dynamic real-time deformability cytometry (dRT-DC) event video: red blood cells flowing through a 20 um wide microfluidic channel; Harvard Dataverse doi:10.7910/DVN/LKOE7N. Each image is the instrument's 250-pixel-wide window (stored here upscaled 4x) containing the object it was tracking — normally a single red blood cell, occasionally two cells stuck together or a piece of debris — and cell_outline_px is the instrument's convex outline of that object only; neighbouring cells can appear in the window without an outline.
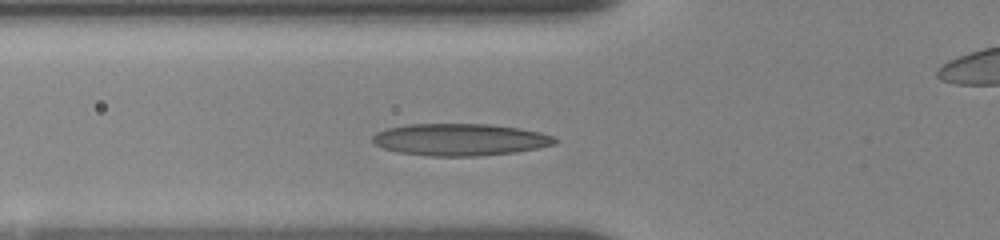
{"species": "human", "species_latin": "Homo sapiens", "temperature_condition": "room temperature", "stored_images_in_passage": 24, "camera_frame_rate_fps": 3000, "um_per_image_px": 0.085, "donor": {"sex": "female"}, "frame": {"image": 1, "passage_image": 8, "time_ms": 3.667, "image_size_px": [1000, 240], "cell_outline_px": [[556, 144], [516, 152], [476, 156], [428, 156], [396, 152], [384, 148], [376, 144], [372, 140], [372, 136], [376, 132], [384, 128], [408, 124], [492, 124], [520, 128], [540, 132], [552, 136], [556, 140]], "centroid_in_image_um": [39.07, 11.86], "position_along_channel_um": 86.7, "area_um2": 34.16}}
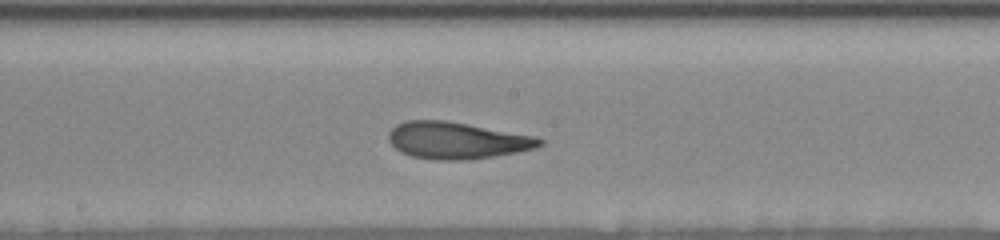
{"frame": {"image": 2, "passage_image": 14, "time_ms": 7.0, "image_size_px": [1000, 240], "cell_outline_px": [[544, 144], [536, 148], [516, 152], [492, 156], [460, 160], [436, 160], [412, 156], [400, 152], [388, 140], [388, 132], [396, 124], [404, 120], [444, 120], [468, 124], [536, 136], [544, 140]], "centroid_in_image_um": [38.81, 11.92], "position_along_channel_um": 209.4, "area_um2": 32.37}}
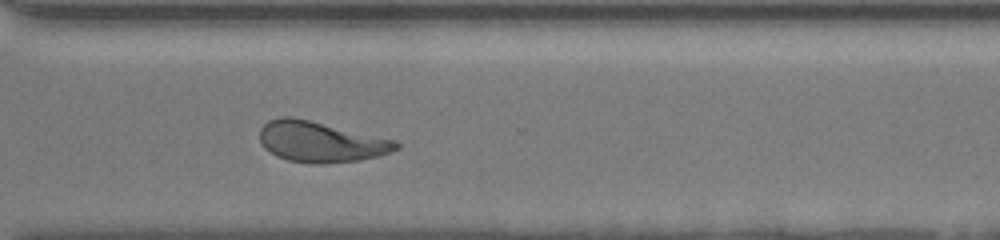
{"frame": {"image": 3, "passage_image": 24, "time_ms": 10.667, "image_size_px": [1000, 240], "cell_outline_px": [[400, 148], [392, 152], [376, 156], [356, 160], [324, 164], [320, 164], [288, 160], [276, 156], [264, 148], [260, 140], [260, 128], [268, 120], [284, 116], [292, 116], [396, 140], [400, 144]], "centroid_in_image_um": [27.25, 12.04], "position_along_channel_um": 343.4, "area_um2": 32.19}}